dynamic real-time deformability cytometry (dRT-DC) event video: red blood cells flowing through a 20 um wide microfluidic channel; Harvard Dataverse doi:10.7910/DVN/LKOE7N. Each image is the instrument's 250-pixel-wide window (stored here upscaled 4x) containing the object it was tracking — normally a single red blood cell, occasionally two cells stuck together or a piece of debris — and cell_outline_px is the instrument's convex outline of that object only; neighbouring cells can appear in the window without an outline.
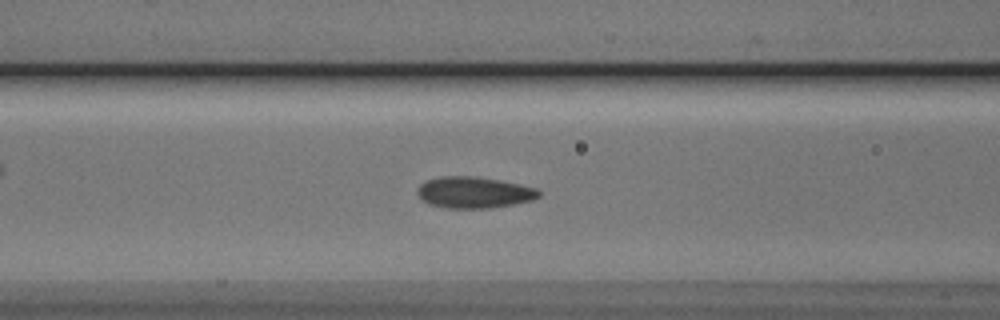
{"species": "Egyptian fruit bat (a non-hibernating species)", "species_latin": "Rousettus aegyptiacus", "temperature_condition": "cold", "stored_images_in_passage": 40, "camera_frame_rate_fps": 3000, "um_per_image_px": 0.085, "animal": {"sex": "male"}, "frame": {"image": 1, "passage_image": 8, "time_ms": 2.333, "image_size_px": [1000, 320], "cell_outline_px": [[540, 196], [532, 200], [512, 204], [488, 208], [448, 208], [428, 204], [416, 192], [420, 184], [428, 180], [440, 176], [476, 176], [500, 180], [536, 188], [540, 192]], "centroid_in_image_um": [40.28, 16.35], "position_along_channel_um": 126.3, "area_um2": 22.02}}
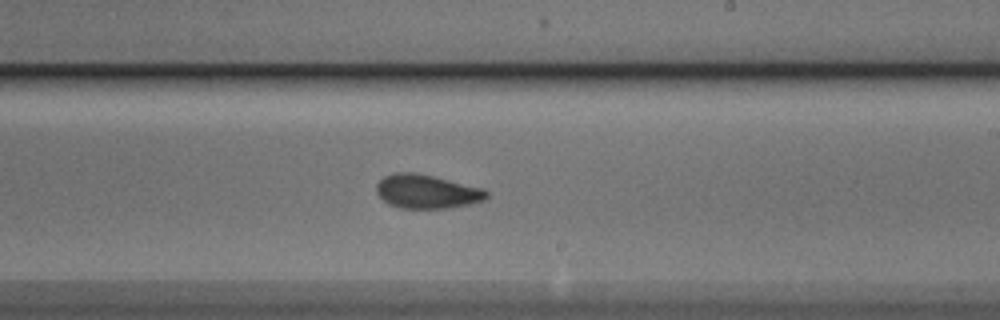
{"frame": {"image": 2, "passage_image": 18, "time_ms": 5.667, "image_size_px": [1000, 320], "cell_outline_px": [[488, 196], [484, 200], [468, 204], [448, 208], [400, 208], [388, 204], [376, 192], [376, 184], [384, 176], [392, 172], [416, 172], [480, 188], [488, 192]], "centroid_in_image_um": [36.22, 16.28], "position_along_channel_um": 252.8, "area_um2": 21.5}}
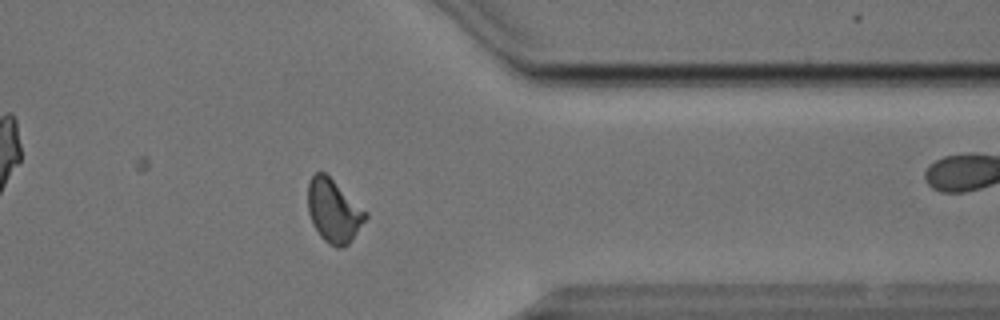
{"frame": {"image": 3, "passage_image": 29, "time_ms": 9.333, "image_size_px": [1000, 320], "cell_outline_px": [[368, 216], [352, 240], [348, 244], [340, 248], [336, 248], [328, 244], [320, 236], [312, 224], [308, 212], [308, 184], [312, 176], [316, 172], [324, 172], [368, 212]], "centroid_in_image_um": [28.36, 17.95], "position_along_channel_um": 383.0, "area_um2": 21.21}, "authors_computed_cell_mechanics": {"area_um2": 21.386, "velocity_mm_per_s": 3.795, "shape_relaxation_time_tau1_ms": 7.728, "shape_relaxation_time_tau2_ms": 1.2074, "deformation_change_tau1": 0.1629, "deformation_change_tau2": 0.071}}